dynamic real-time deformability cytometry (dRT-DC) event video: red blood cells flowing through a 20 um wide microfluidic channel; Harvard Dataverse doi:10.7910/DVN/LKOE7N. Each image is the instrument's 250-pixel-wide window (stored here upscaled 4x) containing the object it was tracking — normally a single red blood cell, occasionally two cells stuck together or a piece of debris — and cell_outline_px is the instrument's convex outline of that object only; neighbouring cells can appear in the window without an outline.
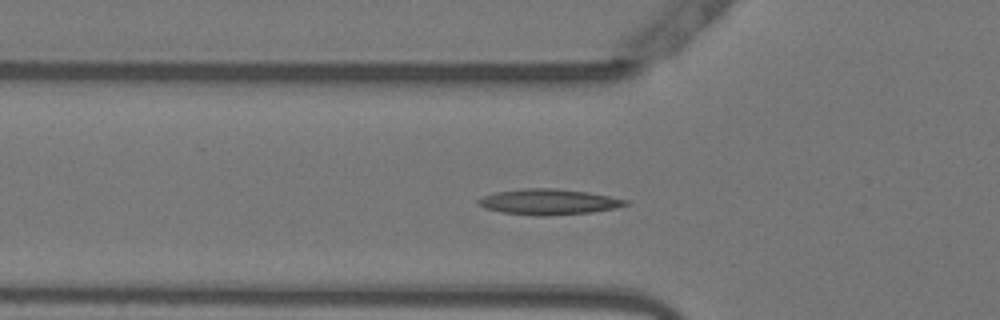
{"species": "Egyptian fruit bat (a non-hibernating species)", "species_latin": "Rousettus aegyptiacus", "temperature_condition": "warm", "stored_images_in_passage": 53, "camera_frame_rate_fps": 3000, "um_per_image_px": 0.085, "animal": {"sex": "female"}, "frame": {"image": 1, "passage_image": 17, "time_ms": 5.333, "image_size_px": [1000, 320], "cell_outline_px": [[628, 204], [616, 208], [592, 212], [552, 216], [536, 216], [500, 212], [484, 208], [476, 204], [476, 200], [484, 196], [496, 192], [524, 188], [556, 188], [588, 192], [628, 200]], "centroid_in_image_um": [46.6, 17.16], "position_along_channel_um": 79.2, "area_um2": 22.2}}
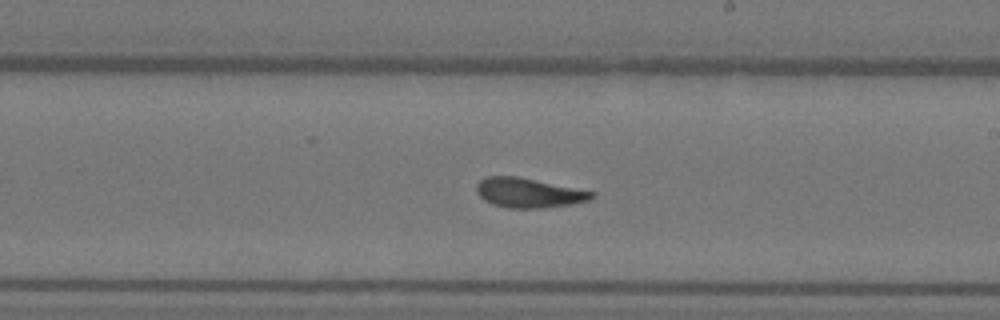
{"frame": {"image": 2, "passage_image": 30, "time_ms": 9.667, "image_size_px": [1000, 320], "cell_outline_px": [[596, 196], [592, 200], [572, 204], [544, 208], [508, 208], [492, 204], [484, 200], [476, 192], [476, 184], [480, 180], [488, 176], [516, 176], [596, 192]], "centroid_in_image_um": [44.96, 16.4], "position_along_channel_um": 244.0, "area_um2": 20.0}}
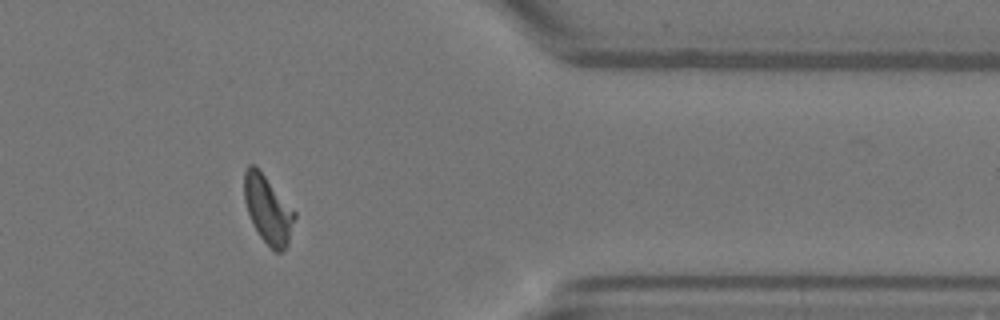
{"frame": {"image": 3, "passage_image": 43, "time_ms": 14.0, "image_size_px": [1000, 320], "cell_outline_px": [[296, 216], [288, 244], [280, 252], [276, 252], [260, 236], [252, 224], [244, 200], [244, 172], [248, 164], [256, 164], [296, 212]], "centroid_in_image_um": [22.77, 17.76], "position_along_channel_um": 388.6, "area_um2": 20.0}, "authors_computed_cell_mechanics": {"area_um2": 19.9988, "velocity_mm_per_s": 3.7948, "shape_relaxation_time_tau1_ms": 8.4541, "shape_relaxation_time_tau2_ms": 1.8897, "deformation_change_tau1": 0.2438, "deformation_change_tau2": 0.09}}